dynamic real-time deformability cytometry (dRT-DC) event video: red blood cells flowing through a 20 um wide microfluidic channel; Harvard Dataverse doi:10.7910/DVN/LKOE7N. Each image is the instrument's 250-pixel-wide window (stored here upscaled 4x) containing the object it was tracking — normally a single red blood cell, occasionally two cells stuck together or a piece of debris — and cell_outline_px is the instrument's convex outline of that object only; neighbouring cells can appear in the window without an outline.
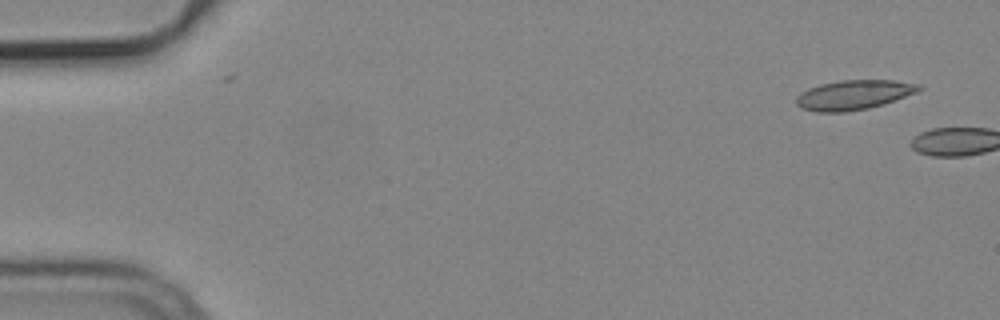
{"species": "common noctule bat (a hibernating species)", "species_latin": "Nyctalus noctula", "temperature_condition": "cold", "stored_images_in_passage": 4, "camera_frame_rate_fps": 3000, "um_per_image_px": 0.085, "animal": {"sex": "male", "body_mass_g": 19.2, "forearm_length_mm": 51.8}, "frame": {"image": 1, "passage_image": 1, "time_ms": 0.0, "image_size_px": [1000, 320], "cell_outline_px": [[924, 88], [916, 92], [884, 104], [868, 108], [844, 112], [816, 112], [800, 108], [796, 104], [796, 96], [800, 92], [808, 88], [820, 84], [840, 80], [892, 80], [920, 84]], "centroid_in_image_um": [72.54, 8.06], "position_along_channel_um": 12.5, "area_um2": 21.27}}